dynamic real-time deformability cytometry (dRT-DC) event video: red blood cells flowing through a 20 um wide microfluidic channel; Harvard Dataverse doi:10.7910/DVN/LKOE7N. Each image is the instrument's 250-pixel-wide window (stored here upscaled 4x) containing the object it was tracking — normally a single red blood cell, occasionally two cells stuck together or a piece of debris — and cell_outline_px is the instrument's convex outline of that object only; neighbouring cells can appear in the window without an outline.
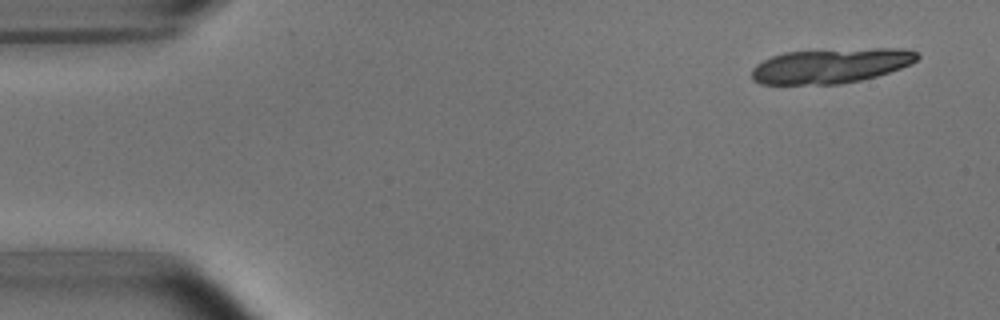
{"species": "common noctule bat (a hibernating species)", "species_latin": "Nyctalus noctula", "temperature_condition": "room temperature", "stored_images_in_passage": 8, "camera_frame_rate_fps": 3000, "um_per_image_px": 0.085, "animal": {"sex": "male", "body_mass_g": 15.6}, "frame": {"image": 1, "passage_image": 1, "time_ms": 0.0, "image_size_px": [1000, 320], "cell_outline_px": [[920, 56], [912, 64], [876, 76], [860, 80], [840, 84], [760, 84], [752, 80], [752, 68], [756, 64], [772, 56], [784, 52], [872, 48], [900, 48], [916, 52]], "centroid_in_image_um": [70.61, 5.59], "position_along_channel_um": 14.4, "area_um2": 33.47}}
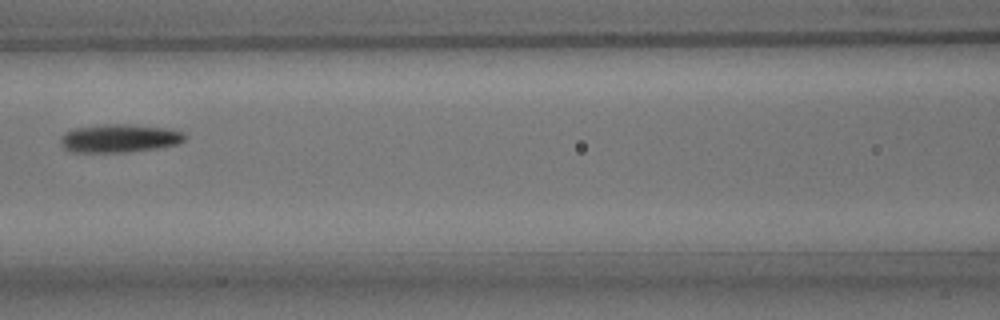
{"frame": {"image": 2, "passage_image": 7, "time_ms": 7.0, "image_size_px": [1000, 320], "cell_outline_px": [[184, 140], [176, 144], [156, 148], [128, 152], [72, 152], [64, 148], [60, 140], [60, 136], [64, 132], [72, 128], [104, 124], [128, 124], [168, 128], [180, 132], [184, 136]], "centroid_in_image_um": [10.07, 11.75], "position_along_channel_um": 156.5, "area_um2": 20.4}}
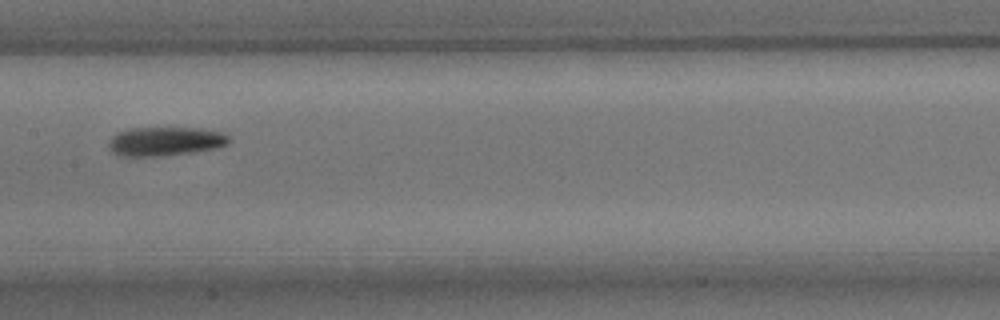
{"frame": {"image": 3, "passage_image": 8, "time_ms": 8.0, "image_size_px": [1000, 320], "cell_outline_px": [[228, 144], [212, 148], [192, 152], [156, 156], [120, 156], [112, 152], [108, 148], [108, 144], [112, 136], [120, 132], [132, 128], [200, 128], [224, 132], [228, 136]], "centroid_in_image_um": [14.02, 12.01], "position_along_channel_um": 193.4, "area_um2": 20.06}}